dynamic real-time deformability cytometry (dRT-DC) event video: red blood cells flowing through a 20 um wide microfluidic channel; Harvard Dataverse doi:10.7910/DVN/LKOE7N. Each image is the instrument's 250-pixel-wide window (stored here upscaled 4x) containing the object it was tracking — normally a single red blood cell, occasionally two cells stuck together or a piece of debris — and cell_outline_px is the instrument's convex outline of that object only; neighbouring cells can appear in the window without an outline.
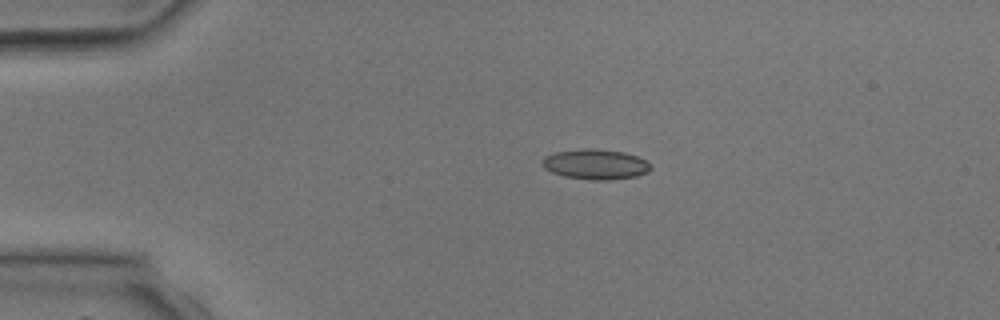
{"species": "common noctule bat (a hibernating species)", "species_latin": "Nyctalus noctula", "temperature_condition": "room temperature", "stored_images_in_passage": 4, "camera_frame_rate_fps": 3000, "um_per_image_px": 0.085, "animal": {"sex": "male", "body_mass_g": 17.9, "forearm_length_mm": 54.2}, "frame": {"image": 1, "passage_image": 4, "time_ms": 4.667, "image_size_px": [1000, 320], "cell_outline_px": [[652, 168], [648, 172], [636, 176], [608, 180], [588, 180], [564, 176], [552, 172], [544, 168], [540, 164], [544, 156], [556, 152], [584, 148], [596, 148], [624, 152], [636, 156], [644, 160]], "centroid_in_image_um": [50.58, 13.96], "position_along_channel_um": 34.4, "area_um2": 19.13}}